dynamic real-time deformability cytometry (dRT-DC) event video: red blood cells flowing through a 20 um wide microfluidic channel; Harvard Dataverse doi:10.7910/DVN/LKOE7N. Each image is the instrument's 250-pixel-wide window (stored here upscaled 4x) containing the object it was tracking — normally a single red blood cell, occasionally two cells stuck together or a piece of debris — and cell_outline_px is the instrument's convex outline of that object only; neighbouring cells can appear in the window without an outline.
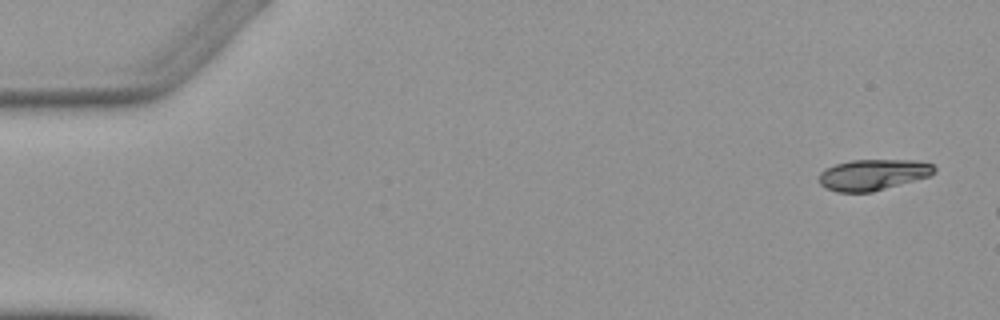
{"species": "Egyptian fruit bat (a non-hibernating species)", "species_latin": "Rousettus aegyptiacus", "temperature_condition": "warm", "stored_images_in_passage": 9, "camera_frame_rate_fps": 3000, "um_per_image_px": 0.085, "animal": {"sex": "female"}, "frame": {"image": 1, "passage_image": 1, "time_ms": 0.0, "image_size_px": [1000, 320], "cell_outline_px": [[936, 172], [932, 176], [872, 192], [836, 192], [824, 188], [820, 184], [820, 172], [824, 168], [836, 164], [852, 160], [916, 160], [932, 164], [936, 168]], "centroid_in_image_um": [74.23, 14.85], "position_along_channel_um": 10.8, "area_um2": 21.04}}
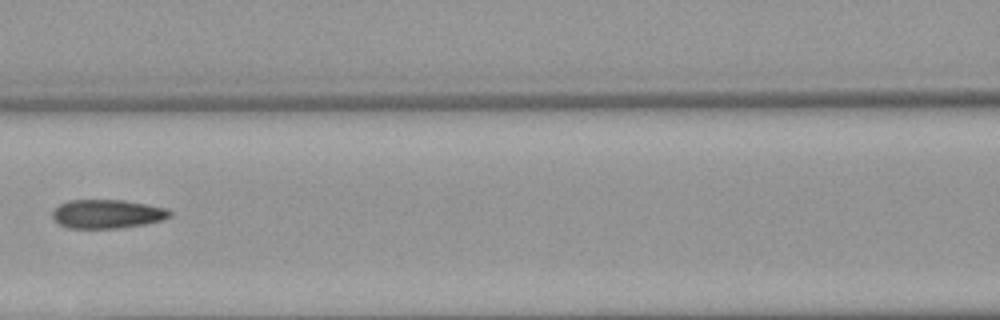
{"frame": {"image": 2, "passage_image": 8, "time_ms": 11.667, "image_size_px": [1000, 320], "cell_outline_px": [[172, 216], [164, 220], [144, 224], [116, 228], [68, 228], [60, 224], [52, 216], [52, 212], [60, 204], [68, 200], [120, 200], [148, 204], [168, 208], [172, 212]], "centroid_in_image_um": [9.16, 18.18], "position_along_channel_um": 157.4, "area_um2": 19.71}}
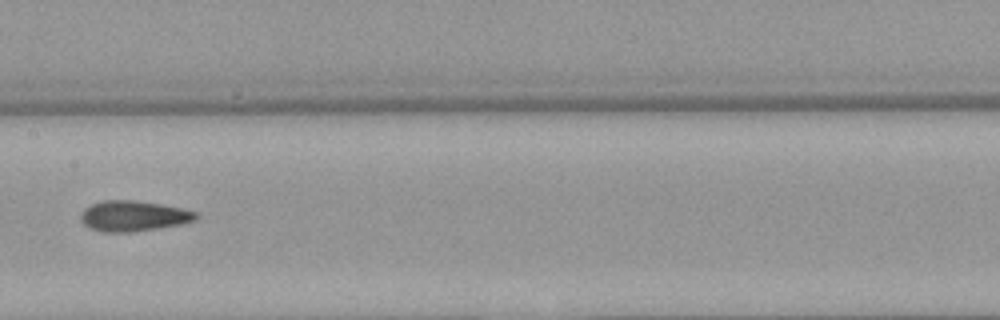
{"frame": {"image": 3, "passage_image": 9, "time_ms": 12.667, "image_size_px": [1000, 320], "cell_outline_px": [[196, 216], [192, 220], [184, 224], [160, 228], [132, 232], [104, 232], [88, 228], [80, 220], [80, 212], [84, 208], [100, 200], [132, 200], [160, 204], [180, 208], [196, 212]], "centroid_in_image_um": [11.27, 18.36], "position_along_channel_um": 196.1, "area_um2": 20.52}}